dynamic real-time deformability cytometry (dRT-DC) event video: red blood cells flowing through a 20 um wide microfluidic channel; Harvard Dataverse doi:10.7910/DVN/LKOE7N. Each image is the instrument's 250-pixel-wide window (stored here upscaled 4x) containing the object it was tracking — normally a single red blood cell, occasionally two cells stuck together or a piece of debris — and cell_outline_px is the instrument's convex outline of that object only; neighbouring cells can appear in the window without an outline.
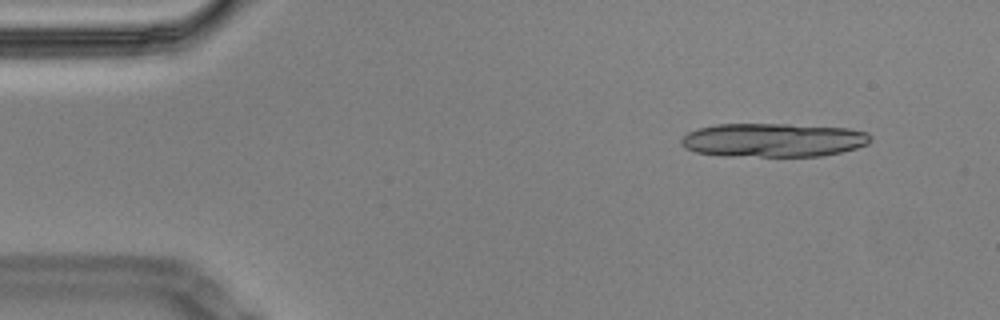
{"species": "Egyptian fruit bat (a non-hibernating species)", "species_latin": "Rousettus aegyptiacus", "temperature_condition": "cold", "stored_images_in_passage": 15, "camera_frame_rate_fps": 3000, "um_per_image_px": 0.085, "animal": {"sex": "male"}, "frame": {"image": 1, "passage_image": 5, "time_ms": 1.333, "image_size_px": [1000, 320], "cell_outline_px": [[872, 140], [868, 144], [856, 148], [840, 152], [820, 156], [724, 156], [696, 152], [684, 148], [680, 144], [680, 140], [688, 132], [700, 128], [716, 124], [788, 124], [848, 128], [868, 132], [872, 136]], "centroid_in_image_um": [65.73, 11.9], "position_along_channel_um": 19.3, "area_um2": 37.45}}